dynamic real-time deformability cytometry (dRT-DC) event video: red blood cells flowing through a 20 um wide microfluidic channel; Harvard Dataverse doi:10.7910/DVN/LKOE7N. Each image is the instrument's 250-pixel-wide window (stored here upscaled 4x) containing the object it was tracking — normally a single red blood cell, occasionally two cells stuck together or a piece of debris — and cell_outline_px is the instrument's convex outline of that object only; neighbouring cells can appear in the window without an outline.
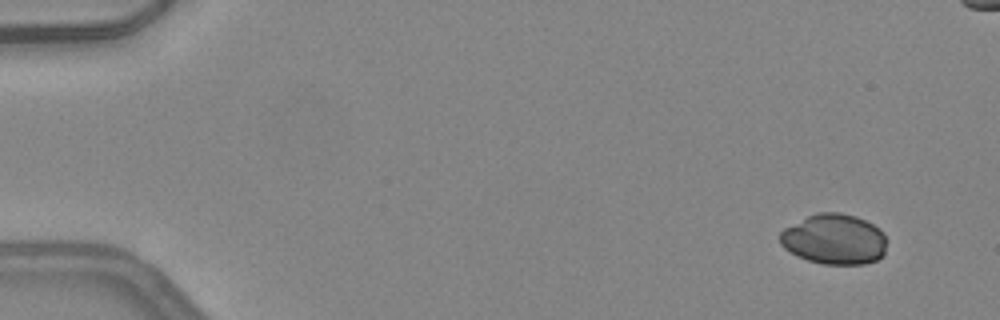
{"species": "common noctule bat (a hibernating species)", "species_latin": "Nyctalus noctula", "temperature_condition": "warm", "stored_images_in_passage": 43, "camera_frame_rate_fps": 3000, "um_per_image_px": 0.085, "animal": {"sex": "female", "body_mass_g": 24.6, "forearm_length_mm": 56.2}, "frame": {"image": 1, "passage_image": 1, "time_ms": 0.0, "image_size_px": [1000, 320], "cell_outline_px": [[888, 240], [884, 256], [876, 260], [864, 264], [824, 264], [808, 260], [784, 248], [780, 244], [780, 232], [784, 228], [816, 212], [840, 212], [856, 216], [880, 228], [884, 232]], "centroid_in_image_um": [70.96, 20.33], "position_along_channel_um": 14.0, "area_um2": 31.56}}